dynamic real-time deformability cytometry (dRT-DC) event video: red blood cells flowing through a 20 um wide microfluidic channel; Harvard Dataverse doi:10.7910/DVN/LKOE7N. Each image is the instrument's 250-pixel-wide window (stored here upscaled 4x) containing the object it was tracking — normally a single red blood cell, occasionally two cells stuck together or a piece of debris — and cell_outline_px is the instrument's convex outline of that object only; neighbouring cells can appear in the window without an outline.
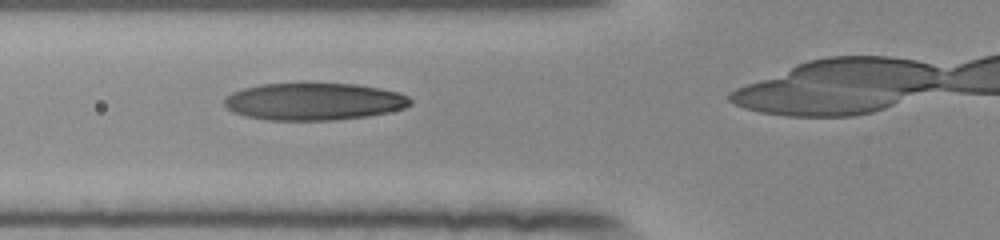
{"species": "human", "species_latin": "Homo sapiens", "temperature_condition": "room temperature", "stored_images_in_passage": 34, "camera_frame_rate_fps": 3000, "um_per_image_px": 0.085, "donor": {"sex": "female"}, "frame": {"image": 1, "passage_image": 11, "time_ms": 3.333, "image_size_px": [1000, 240], "cell_outline_px": [[412, 104], [404, 108], [388, 112], [368, 116], [336, 120], [268, 120], [244, 116], [232, 112], [224, 104], [224, 100], [232, 92], [244, 88], [260, 84], [356, 84], [380, 88], [396, 92], [408, 96], [412, 100]], "centroid_in_image_um": [26.68, 8.64], "position_along_channel_um": 99.1, "area_um2": 40.29}}
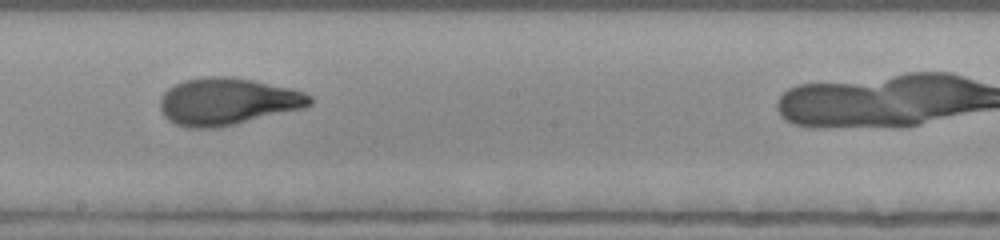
{"frame": {"image": 2, "passage_image": 21, "time_ms": 6.667, "image_size_px": [1000, 240], "cell_outline_px": [[312, 104], [304, 108], [216, 128], [188, 128], [176, 124], [168, 120], [164, 116], [160, 108], [160, 96], [168, 88], [184, 80], [208, 76], [228, 76], [252, 80], [292, 88], [304, 92], [312, 96]], "centroid_in_image_um": [19.32, 8.62], "position_along_channel_um": 228.9, "area_um2": 41.1}}
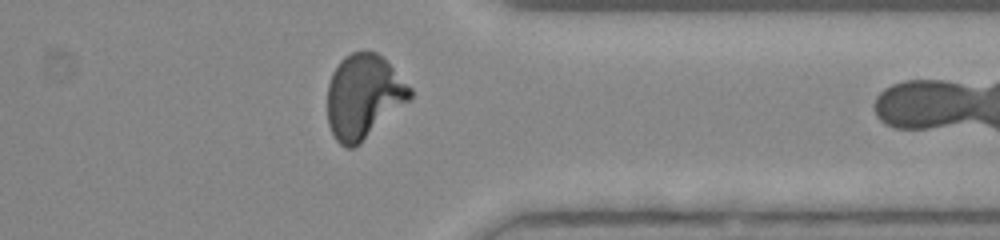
{"frame": {"image": 3, "passage_image": 33, "time_ms": 10.667, "image_size_px": [1000, 240], "cell_outline_px": [[412, 96], [408, 100], [360, 144], [352, 148], [344, 148], [336, 140], [328, 124], [328, 84], [332, 72], [340, 60], [344, 56], [352, 52], [364, 48], [376, 52], [412, 88]], "centroid_in_image_um": [30.87, 8.19], "position_along_channel_um": 380.5, "area_um2": 40.34}}